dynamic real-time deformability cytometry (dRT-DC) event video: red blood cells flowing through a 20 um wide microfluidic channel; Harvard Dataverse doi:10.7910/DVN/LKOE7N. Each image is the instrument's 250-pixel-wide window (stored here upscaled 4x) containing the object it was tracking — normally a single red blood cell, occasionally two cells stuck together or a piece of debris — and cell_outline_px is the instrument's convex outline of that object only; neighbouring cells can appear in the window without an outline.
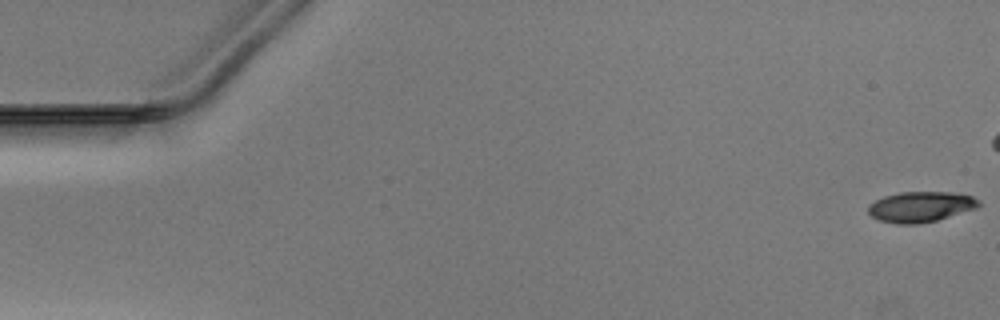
{"species": "Egyptian fruit bat (a non-hibernating species)", "species_latin": "Rousettus aegyptiacus", "temperature_condition": "warm", "stored_images_in_passage": 45, "camera_frame_rate_fps": 3000, "um_per_image_px": 0.085, "animal": {"sex": "male"}, "frame": {"image": 1, "passage_image": 1, "time_ms": 0.0, "image_size_px": [1000, 320], "cell_outline_px": [[980, 204], [976, 208], [936, 220], [916, 224], [896, 224], [880, 220], [872, 216], [868, 212], [868, 204], [884, 196], [900, 192], [952, 192], [972, 196], [980, 200]], "centroid_in_image_um": [78.24, 17.57], "position_along_channel_um": 6.8, "area_um2": 19.54}}
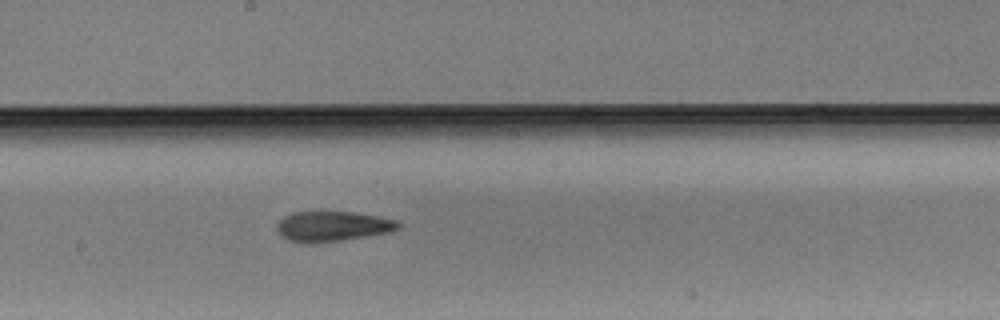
{"frame": {"image": 2, "passage_image": 28, "time_ms": 9.0, "image_size_px": [1000, 320], "cell_outline_px": [[400, 228], [388, 232], [344, 240], [316, 244], [308, 244], [288, 240], [280, 236], [276, 228], [276, 224], [284, 216], [292, 212], [324, 208], [356, 212], [396, 220], [400, 224]], "centroid_in_image_um": [28.18, 19.19], "position_along_channel_um": 220.0, "area_um2": 22.43}}
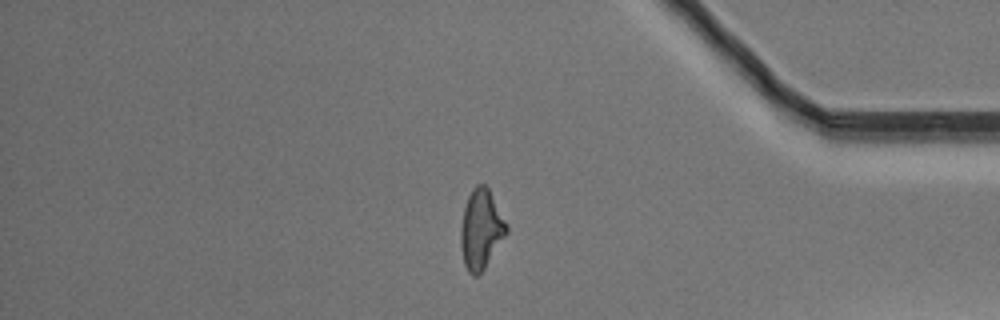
{"frame": {"image": 3, "passage_image": 43, "time_ms": 14.0, "image_size_px": [1000, 320], "cell_outline_px": [[508, 232], [484, 268], [476, 276], [472, 276], [468, 272], [464, 264], [460, 244], [460, 228], [464, 208], [468, 196], [472, 188], [476, 184], [484, 184], [488, 188], [508, 224]], "centroid_in_image_um": [40.88, 19.48], "position_along_channel_um": 394.3, "area_um2": 21.21}}